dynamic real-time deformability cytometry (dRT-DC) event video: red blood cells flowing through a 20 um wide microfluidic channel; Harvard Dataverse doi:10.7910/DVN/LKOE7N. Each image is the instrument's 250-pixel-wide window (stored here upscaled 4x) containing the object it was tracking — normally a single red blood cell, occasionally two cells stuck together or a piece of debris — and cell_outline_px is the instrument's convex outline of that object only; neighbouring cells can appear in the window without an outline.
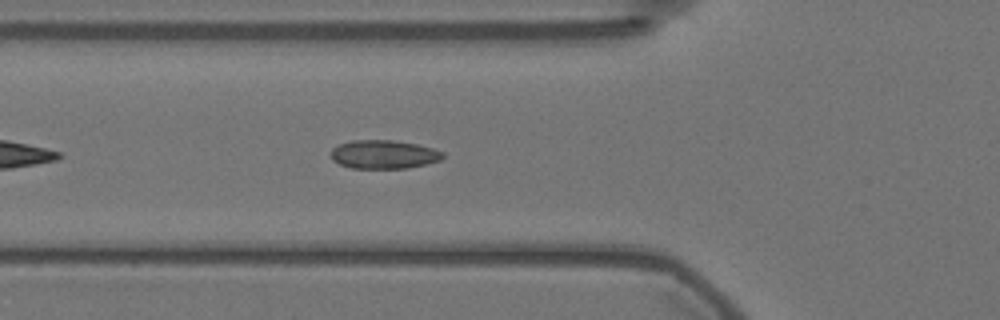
{"species": "Egyptian fruit bat (a non-hibernating species)", "species_latin": "Rousettus aegyptiacus", "temperature_condition": "warm", "stored_images_in_passage": 44, "camera_frame_rate_fps": 3000, "um_per_image_px": 0.085, "animal": {"sex": "female"}, "frame": {"image": 1, "passage_image": 7, "time_ms": 2.0, "image_size_px": [1000, 320], "cell_outline_px": [[444, 156], [440, 160], [408, 168], [352, 168], [340, 164], [332, 160], [328, 152], [332, 148], [340, 144], [352, 140], [392, 140], [416, 144], [432, 148], [444, 152]], "centroid_in_image_um": [32.58, 13.12], "position_along_channel_um": 93.2, "area_um2": 18.67}}
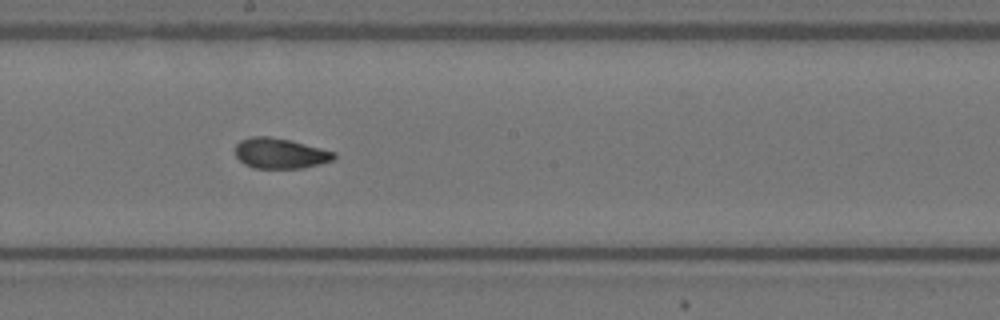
{"frame": {"image": 2, "passage_image": 18, "time_ms": 5.667, "image_size_px": [1000, 320], "cell_outline_px": [[336, 156], [332, 160], [320, 164], [304, 168], [252, 168], [244, 164], [236, 156], [236, 144], [240, 140], [252, 136], [268, 136], [288, 140], [336, 152]], "centroid_in_image_um": [23.8, 13.04], "position_along_channel_um": 224.4, "area_um2": 17.4}}
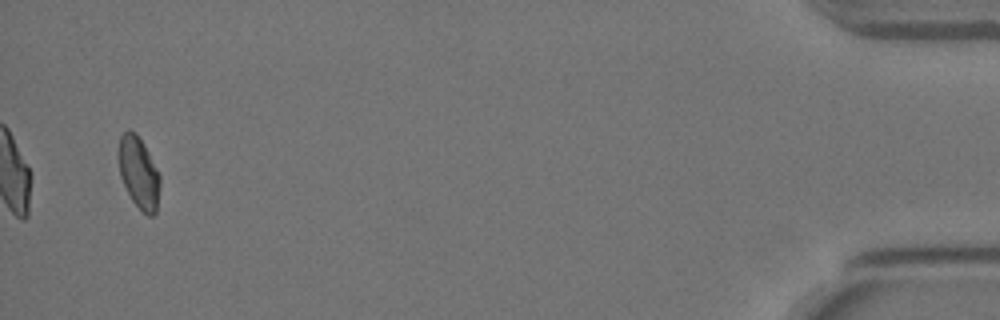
{"frame": {"image": 3, "passage_image": 42, "time_ms": 13.667, "image_size_px": [1000, 320], "cell_outline_px": [[160, 188], [156, 212], [152, 216], [148, 216], [132, 200], [120, 176], [120, 136], [128, 128], [136, 132], [144, 144], [160, 176]], "centroid_in_image_um": [11.82, 14.67], "position_along_channel_um": 423.4, "area_um2": 16.94}, "authors_computed_cell_mechanics": {"area_um2": 17.34, "velocity_mm_per_s": 3.561, "shape_relaxation_time_tau1_ms": null, "shape_relaxation_time_tau2_ms": 1.2516, "deformation_change_tau1": null, "deformation_change_tau2": 0.043}}